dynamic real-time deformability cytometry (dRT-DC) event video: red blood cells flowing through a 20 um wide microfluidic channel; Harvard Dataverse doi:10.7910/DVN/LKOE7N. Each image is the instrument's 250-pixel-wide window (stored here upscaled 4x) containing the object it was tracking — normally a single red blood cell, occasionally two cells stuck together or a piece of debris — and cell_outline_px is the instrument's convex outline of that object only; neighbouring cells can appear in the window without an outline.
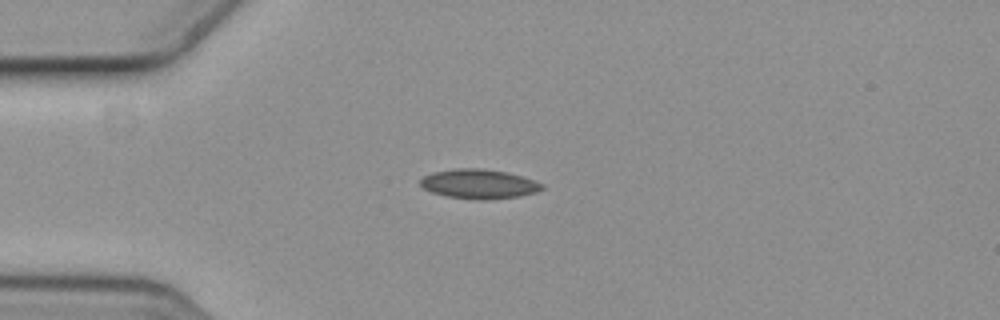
{"species": "common noctule bat (a hibernating species)", "species_latin": "Nyctalus noctula", "temperature_condition": "cold", "stored_images_in_passage": 9, "camera_frame_rate_fps": 3000, "um_per_image_px": 0.085, "animal": {"sex": "female", "body_mass_g": 19.3, "forearm_length_mm": 54.1}, "frame": {"image": 1, "passage_image": 4, "time_ms": 1.0, "image_size_px": [1000, 320], "cell_outline_px": [[544, 188], [536, 192], [520, 196], [488, 200], [476, 200], [444, 196], [432, 192], [424, 188], [420, 184], [420, 180], [424, 176], [432, 172], [456, 168], [480, 168], [508, 172], [544, 184]], "centroid_in_image_um": [40.7, 15.64], "position_along_channel_um": 44.3, "area_um2": 20.98}}
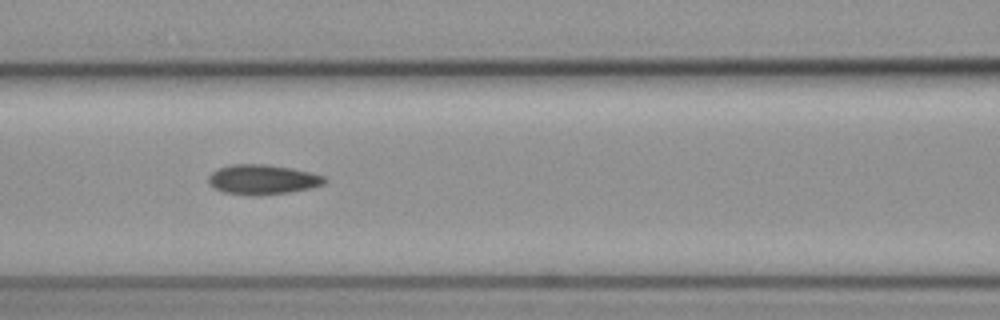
{"frame": {"image": 2, "passage_image": 7, "time_ms": 2.0, "image_size_px": [1000, 320], "cell_outline_px": [[328, 180], [324, 184], [308, 188], [288, 192], [260, 196], [252, 196], [224, 192], [208, 184], [208, 176], [212, 172], [220, 168], [232, 164], [264, 164], [292, 168], [324, 176]], "centroid_in_image_um": [22.3, 15.26], "position_along_channel_um": 144.3, "area_um2": 20.11}}
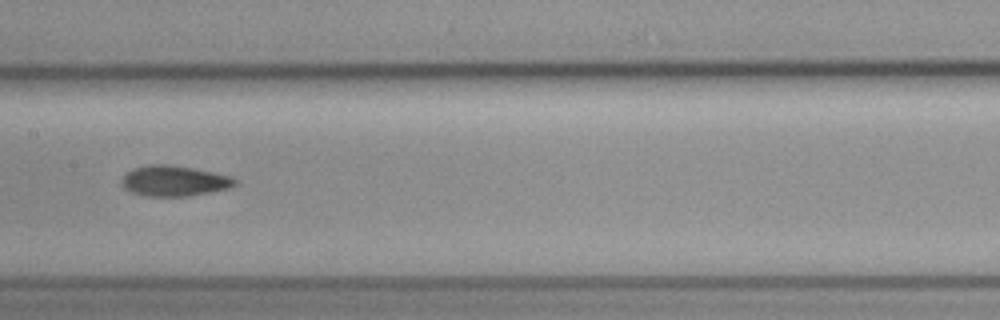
{"frame": {"image": 3, "passage_image": 8, "time_ms": 2.333, "image_size_px": [1000, 320], "cell_outline_px": [[236, 184], [228, 188], [188, 196], [144, 196], [132, 192], [124, 188], [124, 176], [132, 168], [148, 164], [168, 164], [192, 168], [212, 172], [228, 176], [236, 180]], "centroid_in_image_um": [14.78, 15.37], "position_along_channel_um": 192.6, "area_um2": 19.77}}